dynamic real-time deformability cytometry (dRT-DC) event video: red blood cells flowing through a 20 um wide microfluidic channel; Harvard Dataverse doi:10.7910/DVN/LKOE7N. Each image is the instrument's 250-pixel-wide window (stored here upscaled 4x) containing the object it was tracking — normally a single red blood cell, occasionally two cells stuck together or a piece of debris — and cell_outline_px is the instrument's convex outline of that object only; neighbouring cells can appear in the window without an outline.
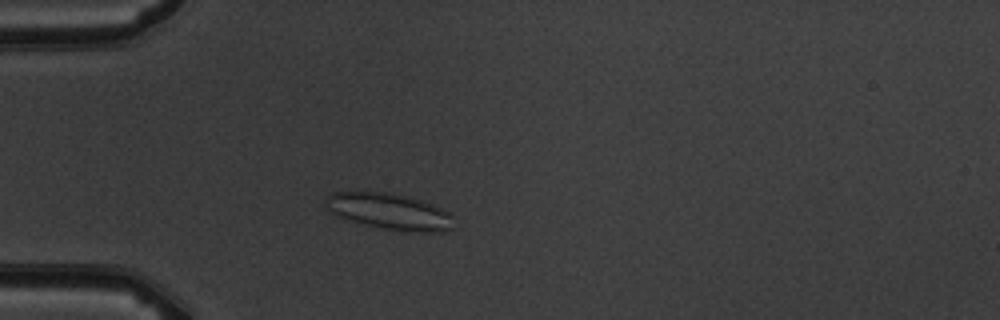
{"species": "common noctule bat (a hibernating species)", "species_latin": "Nyctalus noctula", "temperature_condition": "warm", "stored_images_in_passage": 1, "camera_frame_rate_fps": 3000, "um_per_image_px": 0.085, "animal": {"sex": "male", "body_mass_g": 19.5, "forearm_length_mm": 54.6}, "frame": {"image": 1, "passage_image": 1, "time_ms": 0.0, "image_size_px": [1000, 320], "cell_outline_px": [[452, 228], [444, 232], [408, 232], [384, 228], [348, 220], [332, 212], [328, 208], [328, 196], [332, 192], [388, 192], [420, 200], [432, 204], [448, 212], [452, 216]], "centroid_in_image_um": [33.16, 17.98], "position_along_channel_um": 51.8, "area_um2": 26.47}}